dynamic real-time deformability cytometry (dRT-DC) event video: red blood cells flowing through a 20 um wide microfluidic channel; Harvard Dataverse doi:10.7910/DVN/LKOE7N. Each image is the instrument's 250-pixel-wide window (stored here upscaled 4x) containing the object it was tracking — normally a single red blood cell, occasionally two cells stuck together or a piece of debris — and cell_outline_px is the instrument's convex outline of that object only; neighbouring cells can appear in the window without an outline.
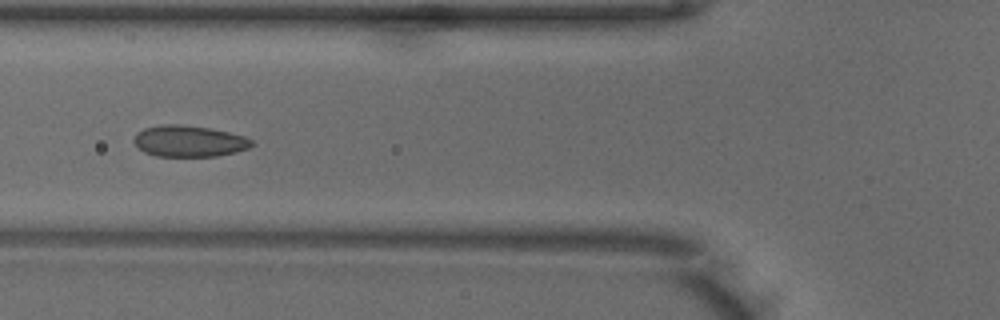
{"species": "common noctule bat (a hibernating species)", "species_latin": "Nyctalus noctula", "temperature_condition": "warm", "stored_images_in_passage": 35, "camera_frame_rate_fps": 3000, "um_per_image_px": 0.085, "animal": {"sex": "male", "body_mass_g": 18.8}, "frame": {"image": 1, "passage_image": 6, "time_ms": 1.667, "image_size_px": [1000, 320], "cell_outline_px": [[256, 144], [248, 148], [236, 152], [216, 156], [156, 156], [144, 152], [132, 140], [136, 132], [144, 128], [164, 124], [180, 124], [208, 128], [228, 132], [244, 136], [252, 140]], "centroid_in_image_um": [16.07, 11.99], "position_along_channel_um": 109.7, "area_um2": 21.5}, "authors_computed_cell_mechanics": {"area_um2": 20.6924, "velocity_mm_per_s": 3.9511, "shape_relaxation_time_tau1_ms": 4.2685, "shape_relaxation_time_tau2_ms": 1.1892, "deformation_change_tau1": 0.1075, "deformation_change_tau2": 0.0779}}